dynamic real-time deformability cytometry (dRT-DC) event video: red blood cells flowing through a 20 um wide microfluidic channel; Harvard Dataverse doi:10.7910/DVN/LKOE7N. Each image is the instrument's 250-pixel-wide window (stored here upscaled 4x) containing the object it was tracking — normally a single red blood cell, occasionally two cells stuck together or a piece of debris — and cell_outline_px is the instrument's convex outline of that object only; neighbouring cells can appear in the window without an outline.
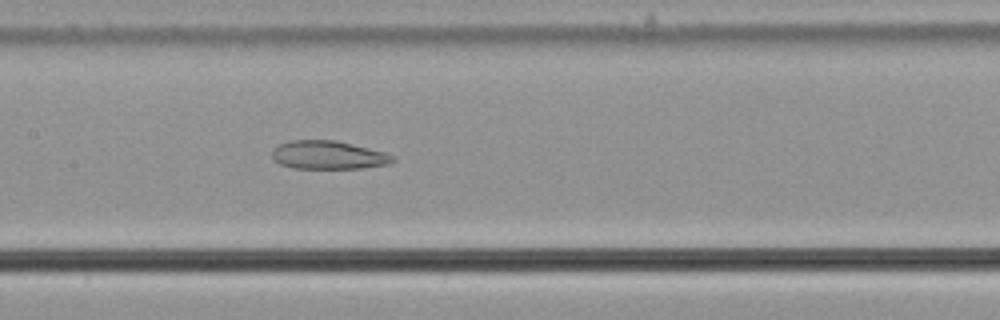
{"species": "common noctule bat (a hibernating species)", "species_latin": "Nyctalus noctula", "temperature_condition": "cold", "stored_images_in_passage": 49, "camera_frame_rate_fps": 3000, "um_per_image_px": 0.085, "animal": {"sex": "male", "body_mass_g": 21.5, "forearm_length_mm": 52.0}, "frame": {"image": 1, "passage_image": 20, "time_ms": 6.333, "image_size_px": [1000, 320], "cell_outline_px": [[396, 160], [388, 164], [360, 168], [296, 168], [280, 164], [272, 156], [272, 152], [280, 144], [288, 140], [336, 140], [384, 152], [396, 156]], "centroid_in_image_um": [27.93, 13.17], "position_along_channel_um": 179.5, "area_um2": 19.77}}
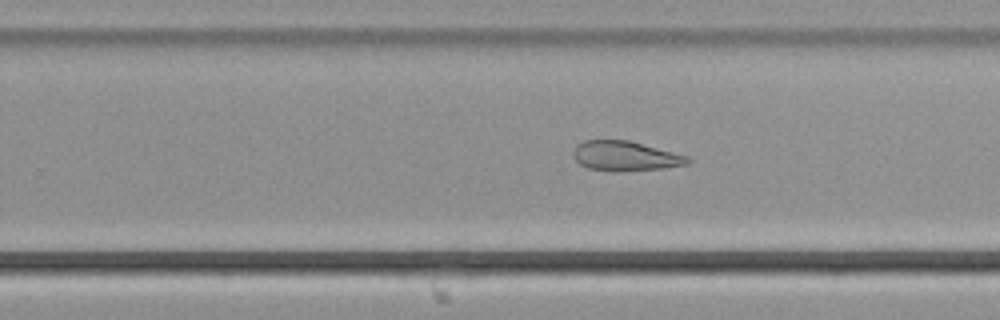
{"frame": {"image": 2, "passage_image": 28, "time_ms": 9.0, "image_size_px": [1000, 320], "cell_outline_px": [[692, 160], [688, 164], [664, 168], [612, 172], [588, 168], [580, 164], [576, 160], [576, 144], [584, 140], [628, 140], [688, 156]], "centroid_in_image_um": [53.18, 13.27], "position_along_channel_um": 276.6, "area_um2": 19.65}}
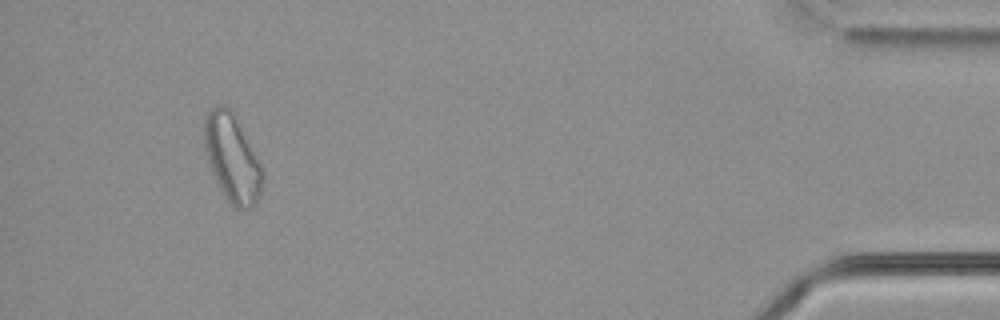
{"frame": {"image": 3, "passage_image": 45, "time_ms": 14.667, "image_size_px": [1000, 320], "cell_outline_px": [[264, 180], [260, 192], [256, 200], [248, 208], [236, 208], [220, 192], [208, 160], [204, 144], [204, 120], [208, 112], [216, 104], [224, 104], [236, 116], [264, 172]], "centroid_in_image_um": [19.72, 13.42], "position_along_channel_um": 415.5, "area_um2": 29.36}, "authors_computed_cell_mechanics": {"area_um2": 25.3742, "velocity_mm_per_s": 3.6559, "shape_relaxation_time_tau1_ms": null, "shape_relaxation_time_tau2_ms": 2.4818, "deformation_change_tau1": null, "deformation_change_tau2": 0.0977}}